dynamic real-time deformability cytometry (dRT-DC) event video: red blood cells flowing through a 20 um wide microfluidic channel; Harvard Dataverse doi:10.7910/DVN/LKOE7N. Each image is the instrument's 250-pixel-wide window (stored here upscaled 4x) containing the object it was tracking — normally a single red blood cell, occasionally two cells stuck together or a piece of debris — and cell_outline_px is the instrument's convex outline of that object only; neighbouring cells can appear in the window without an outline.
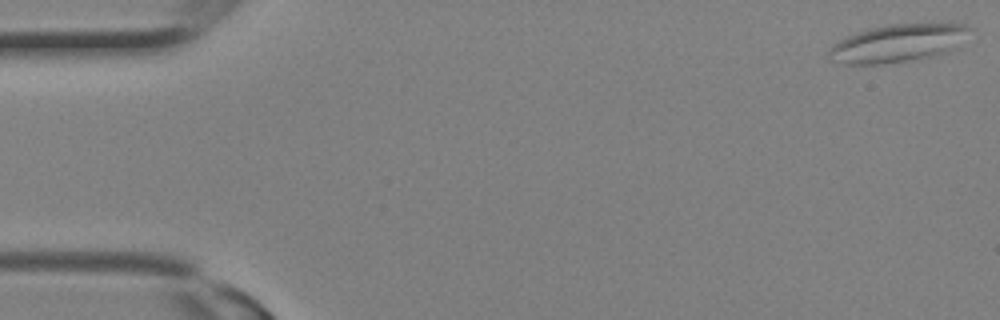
{"species": "Egyptian fruit bat (a non-hibernating species)", "species_latin": "Rousettus aegyptiacus", "temperature_condition": "room temperature", "stored_images_in_passage": 29, "camera_frame_rate_fps": 3000, "um_per_image_px": 0.085, "animal": {"sex": "female"}, "frame": {"image": 1, "passage_image": 1, "time_ms": 0.0, "image_size_px": [1000, 320], "cell_outline_px": [[972, 28], [956, 48], [948, 52], [936, 56], [916, 60], [880, 64], [844, 64], [832, 60], [828, 56], [828, 52], [840, 40], [848, 36], [872, 28], [892, 24], [968, 24]], "centroid_in_image_um": [76.38, 3.69], "position_along_channel_um": 8.6, "area_um2": 30.75}}
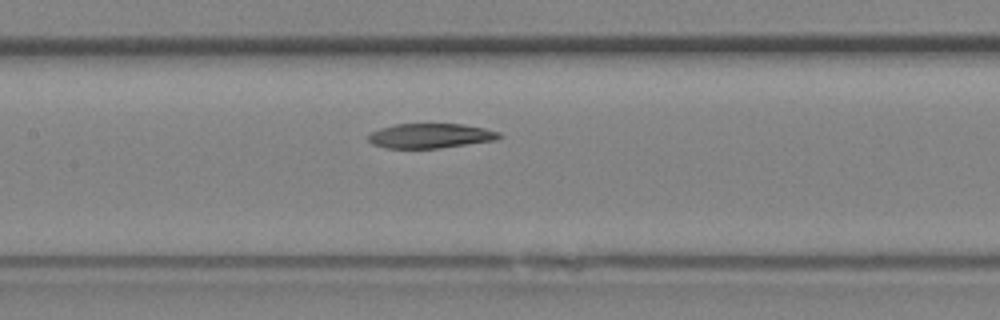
{"frame": {"image": 2, "passage_image": 14, "time_ms": 4.333, "image_size_px": [1000, 320], "cell_outline_px": [[504, 136], [496, 140], [440, 148], [384, 148], [372, 144], [368, 140], [368, 136], [372, 132], [380, 128], [396, 124], [464, 124], [484, 128], [500, 132]], "centroid_in_image_um": [36.61, 11.54], "position_along_channel_um": 170.8, "area_um2": 18.9}}
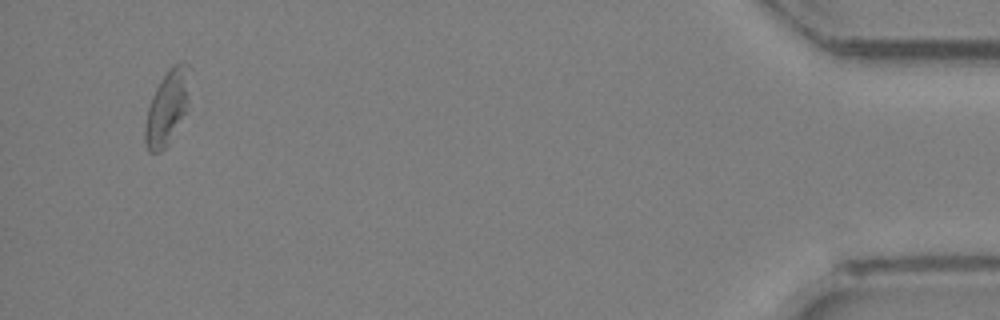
{"frame": {"image": 3, "passage_image": 28, "time_ms": 9.0, "image_size_px": [1000, 320], "cell_outline_px": [[188, 112], [168, 144], [160, 152], [148, 152], [144, 140], [144, 128], [148, 108], [152, 96], [160, 80], [168, 68], [172, 64], [180, 64], [188, 96]], "centroid_in_image_um": [14.12, 9.32], "position_along_channel_um": 421.1, "area_um2": 18.5}}